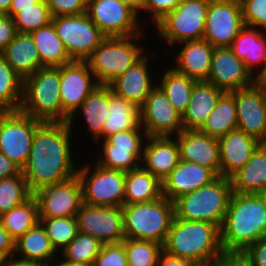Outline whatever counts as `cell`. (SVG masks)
Here are the masks:
<instances>
[{
	"label": "cell",
	"instance_id": "cell-1",
	"mask_svg": "<svg viewBox=\"0 0 266 266\" xmlns=\"http://www.w3.org/2000/svg\"><path fill=\"white\" fill-rule=\"evenodd\" d=\"M72 127L68 122H45L37 128L28 160L21 170L32 193L77 175L71 154Z\"/></svg>",
	"mask_w": 266,
	"mask_h": 266
},
{
	"label": "cell",
	"instance_id": "cell-2",
	"mask_svg": "<svg viewBox=\"0 0 266 266\" xmlns=\"http://www.w3.org/2000/svg\"><path fill=\"white\" fill-rule=\"evenodd\" d=\"M266 236V198L262 193H231L220 227V243L226 255H239Z\"/></svg>",
	"mask_w": 266,
	"mask_h": 266
},
{
	"label": "cell",
	"instance_id": "cell-3",
	"mask_svg": "<svg viewBox=\"0 0 266 266\" xmlns=\"http://www.w3.org/2000/svg\"><path fill=\"white\" fill-rule=\"evenodd\" d=\"M163 250L201 266H211L226 256L220 243V229L215 224L182 220L175 216Z\"/></svg>",
	"mask_w": 266,
	"mask_h": 266
},
{
	"label": "cell",
	"instance_id": "cell-4",
	"mask_svg": "<svg viewBox=\"0 0 266 266\" xmlns=\"http://www.w3.org/2000/svg\"><path fill=\"white\" fill-rule=\"evenodd\" d=\"M231 193L230 178L218 176L209 184L176 199L175 217L188 221L209 222L220 229Z\"/></svg>",
	"mask_w": 266,
	"mask_h": 266
},
{
	"label": "cell",
	"instance_id": "cell-5",
	"mask_svg": "<svg viewBox=\"0 0 266 266\" xmlns=\"http://www.w3.org/2000/svg\"><path fill=\"white\" fill-rule=\"evenodd\" d=\"M21 112L45 122H62L59 67H41L23 79Z\"/></svg>",
	"mask_w": 266,
	"mask_h": 266
},
{
	"label": "cell",
	"instance_id": "cell-6",
	"mask_svg": "<svg viewBox=\"0 0 266 266\" xmlns=\"http://www.w3.org/2000/svg\"><path fill=\"white\" fill-rule=\"evenodd\" d=\"M125 238L164 244L175 216L174 202L164 196L156 201L122 206Z\"/></svg>",
	"mask_w": 266,
	"mask_h": 266
},
{
	"label": "cell",
	"instance_id": "cell-7",
	"mask_svg": "<svg viewBox=\"0 0 266 266\" xmlns=\"http://www.w3.org/2000/svg\"><path fill=\"white\" fill-rule=\"evenodd\" d=\"M140 35L106 37L94 49L85 61L99 85H109L145 54L144 47L136 42Z\"/></svg>",
	"mask_w": 266,
	"mask_h": 266
},
{
	"label": "cell",
	"instance_id": "cell-8",
	"mask_svg": "<svg viewBox=\"0 0 266 266\" xmlns=\"http://www.w3.org/2000/svg\"><path fill=\"white\" fill-rule=\"evenodd\" d=\"M210 0H182L155 26L169 46L202 39Z\"/></svg>",
	"mask_w": 266,
	"mask_h": 266
},
{
	"label": "cell",
	"instance_id": "cell-9",
	"mask_svg": "<svg viewBox=\"0 0 266 266\" xmlns=\"http://www.w3.org/2000/svg\"><path fill=\"white\" fill-rule=\"evenodd\" d=\"M94 167L91 169L90 165H82L81 168H77L83 203L92 206L122 207L125 171L106 169L98 164H94Z\"/></svg>",
	"mask_w": 266,
	"mask_h": 266
},
{
	"label": "cell",
	"instance_id": "cell-10",
	"mask_svg": "<svg viewBox=\"0 0 266 266\" xmlns=\"http://www.w3.org/2000/svg\"><path fill=\"white\" fill-rule=\"evenodd\" d=\"M42 122L20 110L0 112V152L21 170L28 160L36 128Z\"/></svg>",
	"mask_w": 266,
	"mask_h": 266
},
{
	"label": "cell",
	"instance_id": "cell-11",
	"mask_svg": "<svg viewBox=\"0 0 266 266\" xmlns=\"http://www.w3.org/2000/svg\"><path fill=\"white\" fill-rule=\"evenodd\" d=\"M52 23L72 60L85 61L107 37L87 12L53 17Z\"/></svg>",
	"mask_w": 266,
	"mask_h": 266
},
{
	"label": "cell",
	"instance_id": "cell-12",
	"mask_svg": "<svg viewBox=\"0 0 266 266\" xmlns=\"http://www.w3.org/2000/svg\"><path fill=\"white\" fill-rule=\"evenodd\" d=\"M87 14L107 37H129L142 32L140 15L118 0H88Z\"/></svg>",
	"mask_w": 266,
	"mask_h": 266
},
{
	"label": "cell",
	"instance_id": "cell-13",
	"mask_svg": "<svg viewBox=\"0 0 266 266\" xmlns=\"http://www.w3.org/2000/svg\"><path fill=\"white\" fill-rule=\"evenodd\" d=\"M244 26L240 0H210L202 39L229 47Z\"/></svg>",
	"mask_w": 266,
	"mask_h": 266
},
{
	"label": "cell",
	"instance_id": "cell-14",
	"mask_svg": "<svg viewBox=\"0 0 266 266\" xmlns=\"http://www.w3.org/2000/svg\"><path fill=\"white\" fill-rule=\"evenodd\" d=\"M140 124L150 137H175L184 129L181 114L158 85L140 107Z\"/></svg>",
	"mask_w": 266,
	"mask_h": 266
},
{
	"label": "cell",
	"instance_id": "cell-15",
	"mask_svg": "<svg viewBox=\"0 0 266 266\" xmlns=\"http://www.w3.org/2000/svg\"><path fill=\"white\" fill-rule=\"evenodd\" d=\"M59 77L62 122H68L99 84L86 61L73 60L60 66Z\"/></svg>",
	"mask_w": 266,
	"mask_h": 266
},
{
	"label": "cell",
	"instance_id": "cell-16",
	"mask_svg": "<svg viewBox=\"0 0 266 266\" xmlns=\"http://www.w3.org/2000/svg\"><path fill=\"white\" fill-rule=\"evenodd\" d=\"M75 217L79 232L91 235L103 244H117L125 239L122 207L82 203Z\"/></svg>",
	"mask_w": 266,
	"mask_h": 266
},
{
	"label": "cell",
	"instance_id": "cell-17",
	"mask_svg": "<svg viewBox=\"0 0 266 266\" xmlns=\"http://www.w3.org/2000/svg\"><path fill=\"white\" fill-rule=\"evenodd\" d=\"M39 206V217H73L82 200V187L76 176L64 182L49 185L33 193Z\"/></svg>",
	"mask_w": 266,
	"mask_h": 266
},
{
	"label": "cell",
	"instance_id": "cell-18",
	"mask_svg": "<svg viewBox=\"0 0 266 266\" xmlns=\"http://www.w3.org/2000/svg\"><path fill=\"white\" fill-rule=\"evenodd\" d=\"M230 93L236 105L237 129L266 143V96L254 85Z\"/></svg>",
	"mask_w": 266,
	"mask_h": 266
},
{
	"label": "cell",
	"instance_id": "cell-19",
	"mask_svg": "<svg viewBox=\"0 0 266 266\" xmlns=\"http://www.w3.org/2000/svg\"><path fill=\"white\" fill-rule=\"evenodd\" d=\"M207 81L224 92H231L252 86L253 75L230 47H214Z\"/></svg>",
	"mask_w": 266,
	"mask_h": 266
},
{
	"label": "cell",
	"instance_id": "cell-20",
	"mask_svg": "<svg viewBox=\"0 0 266 266\" xmlns=\"http://www.w3.org/2000/svg\"><path fill=\"white\" fill-rule=\"evenodd\" d=\"M217 177L218 175L206 166L180 160L162 182V196L174 202L182 195L209 184Z\"/></svg>",
	"mask_w": 266,
	"mask_h": 266
},
{
	"label": "cell",
	"instance_id": "cell-21",
	"mask_svg": "<svg viewBox=\"0 0 266 266\" xmlns=\"http://www.w3.org/2000/svg\"><path fill=\"white\" fill-rule=\"evenodd\" d=\"M175 138L180 148V160L206 166L220 176L218 138L208 136L199 130L186 129H183Z\"/></svg>",
	"mask_w": 266,
	"mask_h": 266
},
{
	"label": "cell",
	"instance_id": "cell-22",
	"mask_svg": "<svg viewBox=\"0 0 266 266\" xmlns=\"http://www.w3.org/2000/svg\"><path fill=\"white\" fill-rule=\"evenodd\" d=\"M145 53L128 70L109 84L112 92L139 108L144 104L150 91L157 85L151 80L152 76L148 70L149 61H151L149 53L151 52Z\"/></svg>",
	"mask_w": 266,
	"mask_h": 266
},
{
	"label": "cell",
	"instance_id": "cell-23",
	"mask_svg": "<svg viewBox=\"0 0 266 266\" xmlns=\"http://www.w3.org/2000/svg\"><path fill=\"white\" fill-rule=\"evenodd\" d=\"M220 151V176L230 178L252 157L262 143L257 138L238 129L218 138Z\"/></svg>",
	"mask_w": 266,
	"mask_h": 266
},
{
	"label": "cell",
	"instance_id": "cell-24",
	"mask_svg": "<svg viewBox=\"0 0 266 266\" xmlns=\"http://www.w3.org/2000/svg\"><path fill=\"white\" fill-rule=\"evenodd\" d=\"M174 137H150L146 139L140 166L161 182L180 161V148Z\"/></svg>",
	"mask_w": 266,
	"mask_h": 266
},
{
	"label": "cell",
	"instance_id": "cell-25",
	"mask_svg": "<svg viewBox=\"0 0 266 266\" xmlns=\"http://www.w3.org/2000/svg\"><path fill=\"white\" fill-rule=\"evenodd\" d=\"M172 67L196 81H207L214 47L204 39L182 42Z\"/></svg>",
	"mask_w": 266,
	"mask_h": 266
},
{
	"label": "cell",
	"instance_id": "cell-26",
	"mask_svg": "<svg viewBox=\"0 0 266 266\" xmlns=\"http://www.w3.org/2000/svg\"><path fill=\"white\" fill-rule=\"evenodd\" d=\"M223 93V90L208 81H196L187 109L182 115L183 128L199 130Z\"/></svg>",
	"mask_w": 266,
	"mask_h": 266
},
{
	"label": "cell",
	"instance_id": "cell-27",
	"mask_svg": "<svg viewBox=\"0 0 266 266\" xmlns=\"http://www.w3.org/2000/svg\"><path fill=\"white\" fill-rule=\"evenodd\" d=\"M229 47L252 75L255 74L254 68L258 67L260 71L265 66L266 31L245 25Z\"/></svg>",
	"mask_w": 266,
	"mask_h": 266
},
{
	"label": "cell",
	"instance_id": "cell-28",
	"mask_svg": "<svg viewBox=\"0 0 266 266\" xmlns=\"http://www.w3.org/2000/svg\"><path fill=\"white\" fill-rule=\"evenodd\" d=\"M0 55L23 79L42 67L38 50L29 33L17 32Z\"/></svg>",
	"mask_w": 266,
	"mask_h": 266
},
{
	"label": "cell",
	"instance_id": "cell-29",
	"mask_svg": "<svg viewBox=\"0 0 266 266\" xmlns=\"http://www.w3.org/2000/svg\"><path fill=\"white\" fill-rule=\"evenodd\" d=\"M109 108V85L97 86L84 100L81 106L68 119V124L72 127L75 116L82 115L88 126V131L94 141L103 139V127L108 116ZM79 112V114H77ZM82 113V114H81Z\"/></svg>",
	"mask_w": 266,
	"mask_h": 266
},
{
	"label": "cell",
	"instance_id": "cell-30",
	"mask_svg": "<svg viewBox=\"0 0 266 266\" xmlns=\"http://www.w3.org/2000/svg\"><path fill=\"white\" fill-rule=\"evenodd\" d=\"M232 191L262 193L266 189V143H261L246 164L230 177Z\"/></svg>",
	"mask_w": 266,
	"mask_h": 266
},
{
	"label": "cell",
	"instance_id": "cell-31",
	"mask_svg": "<svg viewBox=\"0 0 266 266\" xmlns=\"http://www.w3.org/2000/svg\"><path fill=\"white\" fill-rule=\"evenodd\" d=\"M57 253L40 222L15 241V256L19 257L14 259L20 261L51 264Z\"/></svg>",
	"mask_w": 266,
	"mask_h": 266
},
{
	"label": "cell",
	"instance_id": "cell-32",
	"mask_svg": "<svg viewBox=\"0 0 266 266\" xmlns=\"http://www.w3.org/2000/svg\"><path fill=\"white\" fill-rule=\"evenodd\" d=\"M162 197V182L141 166L125 172L124 205L149 203Z\"/></svg>",
	"mask_w": 266,
	"mask_h": 266
},
{
	"label": "cell",
	"instance_id": "cell-33",
	"mask_svg": "<svg viewBox=\"0 0 266 266\" xmlns=\"http://www.w3.org/2000/svg\"><path fill=\"white\" fill-rule=\"evenodd\" d=\"M108 113L103 127V140L118 132L143 129L140 124V108L116 95L110 86Z\"/></svg>",
	"mask_w": 266,
	"mask_h": 266
},
{
	"label": "cell",
	"instance_id": "cell-34",
	"mask_svg": "<svg viewBox=\"0 0 266 266\" xmlns=\"http://www.w3.org/2000/svg\"><path fill=\"white\" fill-rule=\"evenodd\" d=\"M29 34L38 50L42 67H60L73 61L52 22Z\"/></svg>",
	"mask_w": 266,
	"mask_h": 266
},
{
	"label": "cell",
	"instance_id": "cell-35",
	"mask_svg": "<svg viewBox=\"0 0 266 266\" xmlns=\"http://www.w3.org/2000/svg\"><path fill=\"white\" fill-rule=\"evenodd\" d=\"M236 129L237 113L234 97L230 92H224L199 131L220 138Z\"/></svg>",
	"mask_w": 266,
	"mask_h": 266
},
{
	"label": "cell",
	"instance_id": "cell-36",
	"mask_svg": "<svg viewBox=\"0 0 266 266\" xmlns=\"http://www.w3.org/2000/svg\"><path fill=\"white\" fill-rule=\"evenodd\" d=\"M39 222V206L34 196L25 203L0 215L2 227L15 241Z\"/></svg>",
	"mask_w": 266,
	"mask_h": 266
},
{
	"label": "cell",
	"instance_id": "cell-37",
	"mask_svg": "<svg viewBox=\"0 0 266 266\" xmlns=\"http://www.w3.org/2000/svg\"><path fill=\"white\" fill-rule=\"evenodd\" d=\"M196 80L170 67L162 74L157 85L163 90L174 108L181 114L187 109Z\"/></svg>",
	"mask_w": 266,
	"mask_h": 266
},
{
	"label": "cell",
	"instance_id": "cell-38",
	"mask_svg": "<svg viewBox=\"0 0 266 266\" xmlns=\"http://www.w3.org/2000/svg\"><path fill=\"white\" fill-rule=\"evenodd\" d=\"M23 78L0 55V112L20 109Z\"/></svg>",
	"mask_w": 266,
	"mask_h": 266
},
{
	"label": "cell",
	"instance_id": "cell-39",
	"mask_svg": "<svg viewBox=\"0 0 266 266\" xmlns=\"http://www.w3.org/2000/svg\"><path fill=\"white\" fill-rule=\"evenodd\" d=\"M33 196L22 172L0 179V215L17 207Z\"/></svg>",
	"mask_w": 266,
	"mask_h": 266
},
{
	"label": "cell",
	"instance_id": "cell-40",
	"mask_svg": "<svg viewBox=\"0 0 266 266\" xmlns=\"http://www.w3.org/2000/svg\"><path fill=\"white\" fill-rule=\"evenodd\" d=\"M103 243L91 235L78 232L70 243L60 252L62 257L71 262L92 266L99 255Z\"/></svg>",
	"mask_w": 266,
	"mask_h": 266
},
{
	"label": "cell",
	"instance_id": "cell-41",
	"mask_svg": "<svg viewBox=\"0 0 266 266\" xmlns=\"http://www.w3.org/2000/svg\"><path fill=\"white\" fill-rule=\"evenodd\" d=\"M40 223L44 227L51 245L56 251L64 249L78 234L76 217H40Z\"/></svg>",
	"mask_w": 266,
	"mask_h": 266
},
{
	"label": "cell",
	"instance_id": "cell-42",
	"mask_svg": "<svg viewBox=\"0 0 266 266\" xmlns=\"http://www.w3.org/2000/svg\"><path fill=\"white\" fill-rule=\"evenodd\" d=\"M129 266H156L163 245L151 240L125 238L123 241Z\"/></svg>",
	"mask_w": 266,
	"mask_h": 266
},
{
	"label": "cell",
	"instance_id": "cell-43",
	"mask_svg": "<svg viewBox=\"0 0 266 266\" xmlns=\"http://www.w3.org/2000/svg\"><path fill=\"white\" fill-rule=\"evenodd\" d=\"M16 31L30 33L52 22V15L46 0H40L32 8L20 9L13 17Z\"/></svg>",
	"mask_w": 266,
	"mask_h": 266
},
{
	"label": "cell",
	"instance_id": "cell-44",
	"mask_svg": "<svg viewBox=\"0 0 266 266\" xmlns=\"http://www.w3.org/2000/svg\"><path fill=\"white\" fill-rule=\"evenodd\" d=\"M102 152L97 156L96 164L106 169L130 171L140 167V161L130 150L113 149V145H101ZM102 154V155H101Z\"/></svg>",
	"mask_w": 266,
	"mask_h": 266
},
{
	"label": "cell",
	"instance_id": "cell-45",
	"mask_svg": "<svg viewBox=\"0 0 266 266\" xmlns=\"http://www.w3.org/2000/svg\"><path fill=\"white\" fill-rule=\"evenodd\" d=\"M144 133V134H143ZM148 135L144 129H131L108 136L101 145H113V149L130 150L141 162ZM144 139V140H143Z\"/></svg>",
	"mask_w": 266,
	"mask_h": 266
},
{
	"label": "cell",
	"instance_id": "cell-46",
	"mask_svg": "<svg viewBox=\"0 0 266 266\" xmlns=\"http://www.w3.org/2000/svg\"><path fill=\"white\" fill-rule=\"evenodd\" d=\"M246 26L266 31V0H240Z\"/></svg>",
	"mask_w": 266,
	"mask_h": 266
},
{
	"label": "cell",
	"instance_id": "cell-47",
	"mask_svg": "<svg viewBox=\"0 0 266 266\" xmlns=\"http://www.w3.org/2000/svg\"><path fill=\"white\" fill-rule=\"evenodd\" d=\"M92 266H129L124 243L103 244Z\"/></svg>",
	"mask_w": 266,
	"mask_h": 266
},
{
	"label": "cell",
	"instance_id": "cell-48",
	"mask_svg": "<svg viewBox=\"0 0 266 266\" xmlns=\"http://www.w3.org/2000/svg\"><path fill=\"white\" fill-rule=\"evenodd\" d=\"M52 17L79 15L87 12L88 0H46Z\"/></svg>",
	"mask_w": 266,
	"mask_h": 266
},
{
	"label": "cell",
	"instance_id": "cell-49",
	"mask_svg": "<svg viewBox=\"0 0 266 266\" xmlns=\"http://www.w3.org/2000/svg\"><path fill=\"white\" fill-rule=\"evenodd\" d=\"M182 0H144L141 7L151 14V19L155 25L162 20L169 12L173 11Z\"/></svg>",
	"mask_w": 266,
	"mask_h": 266
},
{
	"label": "cell",
	"instance_id": "cell-50",
	"mask_svg": "<svg viewBox=\"0 0 266 266\" xmlns=\"http://www.w3.org/2000/svg\"><path fill=\"white\" fill-rule=\"evenodd\" d=\"M248 266H266V236L238 255Z\"/></svg>",
	"mask_w": 266,
	"mask_h": 266
},
{
	"label": "cell",
	"instance_id": "cell-51",
	"mask_svg": "<svg viewBox=\"0 0 266 266\" xmlns=\"http://www.w3.org/2000/svg\"><path fill=\"white\" fill-rule=\"evenodd\" d=\"M16 33L13 18L7 14H0V53L14 39Z\"/></svg>",
	"mask_w": 266,
	"mask_h": 266
},
{
	"label": "cell",
	"instance_id": "cell-52",
	"mask_svg": "<svg viewBox=\"0 0 266 266\" xmlns=\"http://www.w3.org/2000/svg\"><path fill=\"white\" fill-rule=\"evenodd\" d=\"M0 255L7 261L15 257V240L0 223Z\"/></svg>",
	"mask_w": 266,
	"mask_h": 266
},
{
	"label": "cell",
	"instance_id": "cell-53",
	"mask_svg": "<svg viewBox=\"0 0 266 266\" xmlns=\"http://www.w3.org/2000/svg\"><path fill=\"white\" fill-rule=\"evenodd\" d=\"M156 266H201V265L190 260L173 256L163 250L159 255Z\"/></svg>",
	"mask_w": 266,
	"mask_h": 266
},
{
	"label": "cell",
	"instance_id": "cell-54",
	"mask_svg": "<svg viewBox=\"0 0 266 266\" xmlns=\"http://www.w3.org/2000/svg\"><path fill=\"white\" fill-rule=\"evenodd\" d=\"M20 172L21 169L4 153L0 152V179L18 175Z\"/></svg>",
	"mask_w": 266,
	"mask_h": 266
},
{
	"label": "cell",
	"instance_id": "cell-55",
	"mask_svg": "<svg viewBox=\"0 0 266 266\" xmlns=\"http://www.w3.org/2000/svg\"><path fill=\"white\" fill-rule=\"evenodd\" d=\"M40 0H12L10 10L7 15L13 17L20 9L32 8Z\"/></svg>",
	"mask_w": 266,
	"mask_h": 266
},
{
	"label": "cell",
	"instance_id": "cell-56",
	"mask_svg": "<svg viewBox=\"0 0 266 266\" xmlns=\"http://www.w3.org/2000/svg\"><path fill=\"white\" fill-rule=\"evenodd\" d=\"M211 266H248L238 255H226Z\"/></svg>",
	"mask_w": 266,
	"mask_h": 266
},
{
	"label": "cell",
	"instance_id": "cell-57",
	"mask_svg": "<svg viewBox=\"0 0 266 266\" xmlns=\"http://www.w3.org/2000/svg\"><path fill=\"white\" fill-rule=\"evenodd\" d=\"M253 85L266 96V63L265 66L253 75Z\"/></svg>",
	"mask_w": 266,
	"mask_h": 266
},
{
	"label": "cell",
	"instance_id": "cell-58",
	"mask_svg": "<svg viewBox=\"0 0 266 266\" xmlns=\"http://www.w3.org/2000/svg\"><path fill=\"white\" fill-rule=\"evenodd\" d=\"M6 266H52V265L46 263H39V262H25L13 258L7 261Z\"/></svg>",
	"mask_w": 266,
	"mask_h": 266
},
{
	"label": "cell",
	"instance_id": "cell-59",
	"mask_svg": "<svg viewBox=\"0 0 266 266\" xmlns=\"http://www.w3.org/2000/svg\"><path fill=\"white\" fill-rule=\"evenodd\" d=\"M128 6H130L138 15L141 12V7L144 0H118Z\"/></svg>",
	"mask_w": 266,
	"mask_h": 266
},
{
	"label": "cell",
	"instance_id": "cell-60",
	"mask_svg": "<svg viewBox=\"0 0 266 266\" xmlns=\"http://www.w3.org/2000/svg\"><path fill=\"white\" fill-rule=\"evenodd\" d=\"M51 263H52L51 265H53V266H90V265H87V264H80V263H76V262H71V261H68L65 258L62 261L60 260L58 263L55 262L54 260Z\"/></svg>",
	"mask_w": 266,
	"mask_h": 266
},
{
	"label": "cell",
	"instance_id": "cell-61",
	"mask_svg": "<svg viewBox=\"0 0 266 266\" xmlns=\"http://www.w3.org/2000/svg\"><path fill=\"white\" fill-rule=\"evenodd\" d=\"M12 0H0V14H8Z\"/></svg>",
	"mask_w": 266,
	"mask_h": 266
},
{
	"label": "cell",
	"instance_id": "cell-62",
	"mask_svg": "<svg viewBox=\"0 0 266 266\" xmlns=\"http://www.w3.org/2000/svg\"><path fill=\"white\" fill-rule=\"evenodd\" d=\"M7 260L0 255V266H6Z\"/></svg>",
	"mask_w": 266,
	"mask_h": 266
},
{
	"label": "cell",
	"instance_id": "cell-63",
	"mask_svg": "<svg viewBox=\"0 0 266 266\" xmlns=\"http://www.w3.org/2000/svg\"><path fill=\"white\" fill-rule=\"evenodd\" d=\"M262 195L266 198V189L262 192Z\"/></svg>",
	"mask_w": 266,
	"mask_h": 266
}]
</instances>
